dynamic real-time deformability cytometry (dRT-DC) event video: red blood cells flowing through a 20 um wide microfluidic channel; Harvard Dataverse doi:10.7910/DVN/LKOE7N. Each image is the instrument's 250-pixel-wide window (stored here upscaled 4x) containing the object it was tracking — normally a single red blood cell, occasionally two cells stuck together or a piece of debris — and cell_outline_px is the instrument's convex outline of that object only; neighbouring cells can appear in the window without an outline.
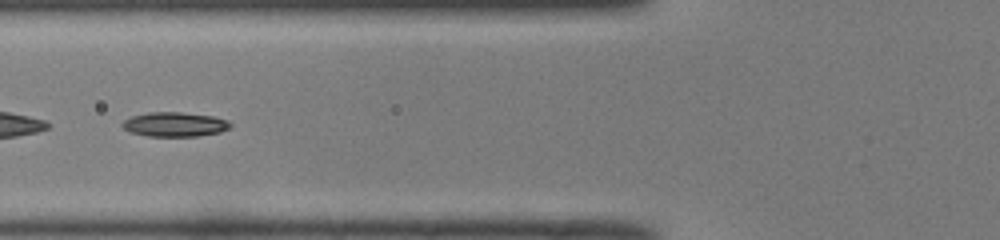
{"species": "common noctule bat (a hibernating species)", "species_latin": "Nyctalus noctula", "temperature_condition": "room temperature", "stored_images_in_passage": 52, "segment_of_instrument_passage": [2, 2], "camera_frame_rate_fps": 3000, "um_per_image_px": 0.085, "animal": {"sex": "male", "body_mass_g": 19.0, "forearm_length_mm": 50.8}, "frame": {"image": 1, "passage_image": 20, "time_ms": 6.333, "image_size_px": [1000, 240], "cell_outline_px": [[232, 124], [228, 128], [220, 132], [196, 136], [148, 136], [128, 132], [120, 124], [124, 120], [132, 116], [148, 112], [180, 112], [212, 116], [228, 120]], "centroid_in_image_um": [14.82, 10.57], "position_along_channel_um": 111.0, "area_um2": 15.37}}
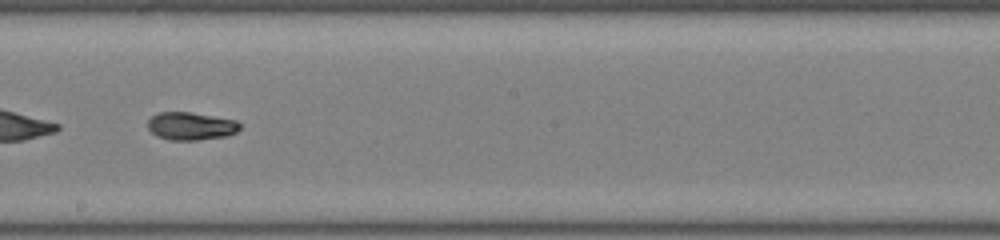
{"frame": {"image": 2, "passage_image": 29, "time_ms": 9.333, "image_size_px": [1000, 240], "cell_outline_px": [[240, 128], [236, 132], [228, 136], [196, 140], [168, 140], [156, 136], [148, 128], [148, 120], [152, 116], [160, 112], [188, 112], [236, 120], [240, 124]], "centroid_in_image_um": [16.22, 10.73], "position_along_channel_um": 232.0, "area_um2": 14.91}}
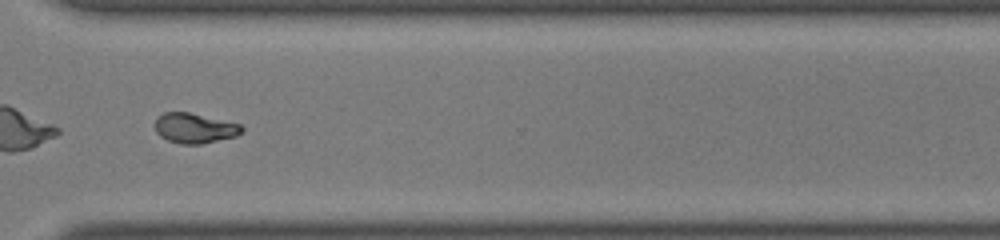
{"frame": {"image": 3, "passage_image": 38, "time_ms": 12.333, "image_size_px": [1000, 240], "cell_outline_px": [[244, 128], [236, 136], [200, 144], [180, 144], [168, 140], [160, 136], [156, 132], [156, 116], [164, 112], [188, 112], [240, 124]], "centroid_in_image_um": [16.51, 10.89], "position_along_channel_um": 354.1, "area_um2": 15.03}}